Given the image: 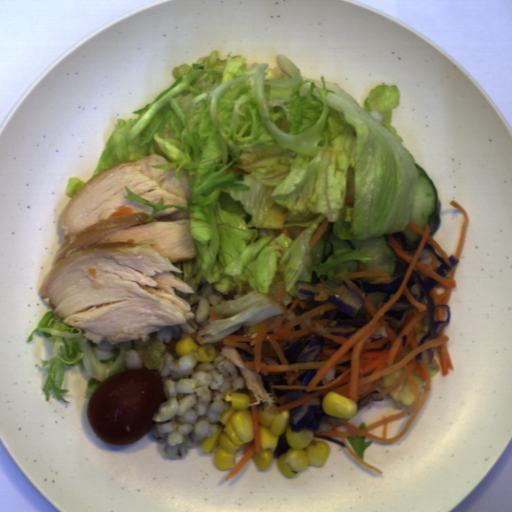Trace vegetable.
I'll return each mask as SVG.
<instances>
[{
  "instance_id": "8f37a823",
  "label": "vegetable",
  "mask_w": 512,
  "mask_h": 512,
  "mask_svg": "<svg viewBox=\"0 0 512 512\" xmlns=\"http://www.w3.org/2000/svg\"><path fill=\"white\" fill-rule=\"evenodd\" d=\"M85 183L86 182H83L78 177H75V176L71 177L70 179H68V181L65 185V194H67L68 196H70L73 199L74 196L76 195V193L81 189V187Z\"/></svg>"
},
{
  "instance_id": "ea0f7189",
  "label": "vegetable",
  "mask_w": 512,
  "mask_h": 512,
  "mask_svg": "<svg viewBox=\"0 0 512 512\" xmlns=\"http://www.w3.org/2000/svg\"><path fill=\"white\" fill-rule=\"evenodd\" d=\"M54 310L55 308L43 314L26 343L33 341L36 332H43L52 346L49 359L40 358L41 367L48 365L46 380L42 386L46 402H50L51 388L58 400L71 403L62 395L70 391L69 388H62L66 365L83 361L89 377L86 389L88 398L100 383L127 369L126 350L134 349L135 340L118 344H110L104 340L94 343L84 338V329L64 323L55 315Z\"/></svg>"
},
{
  "instance_id": "b0100df1",
  "label": "vegetable",
  "mask_w": 512,
  "mask_h": 512,
  "mask_svg": "<svg viewBox=\"0 0 512 512\" xmlns=\"http://www.w3.org/2000/svg\"><path fill=\"white\" fill-rule=\"evenodd\" d=\"M428 369L430 379L434 377L439 371H441L440 364L437 362L436 358L432 357L431 363H428Z\"/></svg>"
},
{
  "instance_id": "f1789d4c",
  "label": "vegetable",
  "mask_w": 512,
  "mask_h": 512,
  "mask_svg": "<svg viewBox=\"0 0 512 512\" xmlns=\"http://www.w3.org/2000/svg\"><path fill=\"white\" fill-rule=\"evenodd\" d=\"M343 438L347 442V444L350 446V448L353 450V452L365 462L364 449L369 447L373 440L366 441V435L365 436H357L354 438H347V437H343Z\"/></svg>"
},
{
  "instance_id": "6e5ebb59",
  "label": "vegetable",
  "mask_w": 512,
  "mask_h": 512,
  "mask_svg": "<svg viewBox=\"0 0 512 512\" xmlns=\"http://www.w3.org/2000/svg\"><path fill=\"white\" fill-rule=\"evenodd\" d=\"M403 370L404 369L399 367L398 371L383 375L384 384L389 386L390 384L395 382L399 378V376L402 374Z\"/></svg>"
},
{
  "instance_id": "96ceb2fe",
  "label": "vegetable",
  "mask_w": 512,
  "mask_h": 512,
  "mask_svg": "<svg viewBox=\"0 0 512 512\" xmlns=\"http://www.w3.org/2000/svg\"><path fill=\"white\" fill-rule=\"evenodd\" d=\"M389 393L393 399L395 406L400 407L402 406V404L405 405L406 407L409 406L410 404H412L415 398L407 378L403 380L397 388H395Z\"/></svg>"
},
{
  "instance_id": "add77e79",
  "label": "vegetable",
  "mask_w": 512,
  "mask_h": 512,
  "mask_svg": "<svg viewBox=\"0 0 512 512\" xmlns=\"http://www.w3.org/2000/svg\"><path fill=\"white\" fill-rule=\"evenodd\" d=\"M218 49L197 62L172 68L176 82L151 103L118 118L93 171L156 154L185 168L190 182L186 206L157 204L124 184L128 196L159 210L187 212L195 259L172 263V272L194 290L203 278L223 299L209 306L196 331L209 339L242 324L257 337L295 300L285 318L328 302L299 293L296 282L316 287L344 285L337 278L365 270L403 277L409 264L387 236L403 233L413 245L438 205V190L392 125L399 107L397 85L369 91L361 106L342 86L305 78L284 54L276 66Z\"/></svg>"
},
{
  "instance_id": "f7b5029e",
  "label": "vegetable",
  "mask_w": 512,
  "mask_h": 512,
  "mask_svg": "<svg viewBox=\"0 0 512 512\" xmlns=\"http://www.w3.org/2000/svg\"><path fill=\"white\" fill-rule=\"evenodd\" d=\"M133 349L138 351L142 366L145 368L161 370L164 354L153 342L149 339L146 342H141L140 339L134 340Z\"/></svg>"
}]
</instances>
